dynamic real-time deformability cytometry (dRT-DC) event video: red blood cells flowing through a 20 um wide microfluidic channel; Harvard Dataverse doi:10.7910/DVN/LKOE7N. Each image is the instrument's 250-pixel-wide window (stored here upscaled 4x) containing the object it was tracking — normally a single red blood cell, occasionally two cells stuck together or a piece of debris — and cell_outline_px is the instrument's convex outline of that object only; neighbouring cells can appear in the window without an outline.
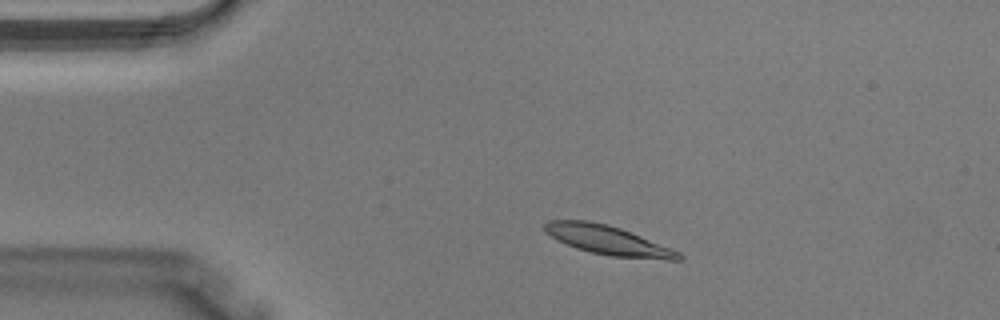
{"species": "Egyptian fruit bat (a non-hibernating species)", "species_latin": "Rousettus aegyptiacus", "temperature_condition": "warm", "stored_images_in_passage": 34, "camera_frame_rate_fps": 3000, "um_per_image_px": 0.085, "animal": {"sex": "male"}, "frame": {"image": 1, "passage_image": 2, "time_ms": 0.333, "image_size_px": [1000, 320], "cell_outline_px": [[684, 256], [680, 260], [668, 260], [612, 256], [592, 252], [576, 248], [556, 240], [544, 232], [544, 224], [548, 220], [588, 220], [608, 224], [620, 228], [672, 248], [680, 252]], "centroid_in_image_um": [51.67, 20.41], "position_along_channel_um": 33.3, "area_um2": 22.83}}
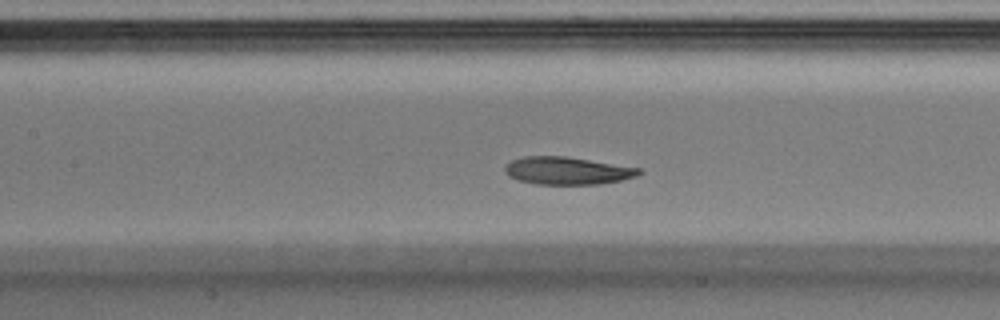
{"frame": {"image": 2, "passage_image": 12, "time_ms": 3.667, "image_size_px": [1000, 320], "cell_outline_px": [[644, 172], [636, 176], [620, 180], [600, 184], [536, 184], [520, 180], [508, 176], [504, 172], [504, 164], [512, 160], [524, 156], [564, 156], [640, 168]], "centroid_in_image_um": [48.18, 14.51], "position_along_channel_um": 159.2, "area_um2": 21.5}}
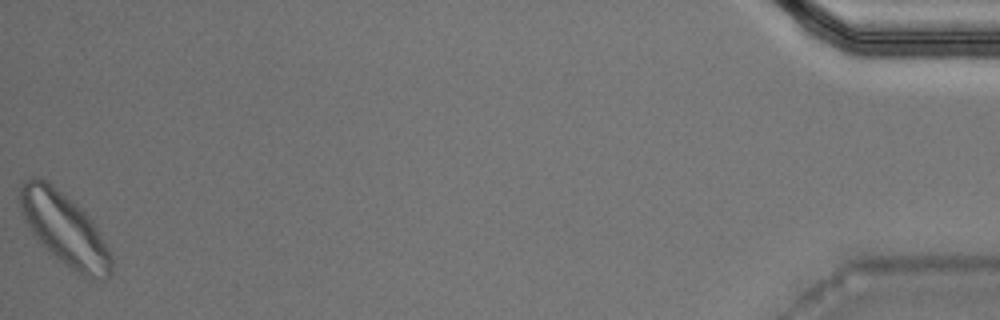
{"frame": {"image": 3, "passage_image": 34, "time_ms": 11.0, "image_size_px": [1000, 320], "cell_outline_px": [[112, 276], [104, 280], [92, 280], [84, 276], [48, 252], [32, 232], [24, 220], [20, 204], [20, 184], [24, 180], [32, 176], [36, 176], [52, 184], [76, 204], [92, 220], [112, 256]], "centroid_in_image_um": [5.49, 19.48], "position_along_channel_um": 429.7, "area_um2": 38.26}}